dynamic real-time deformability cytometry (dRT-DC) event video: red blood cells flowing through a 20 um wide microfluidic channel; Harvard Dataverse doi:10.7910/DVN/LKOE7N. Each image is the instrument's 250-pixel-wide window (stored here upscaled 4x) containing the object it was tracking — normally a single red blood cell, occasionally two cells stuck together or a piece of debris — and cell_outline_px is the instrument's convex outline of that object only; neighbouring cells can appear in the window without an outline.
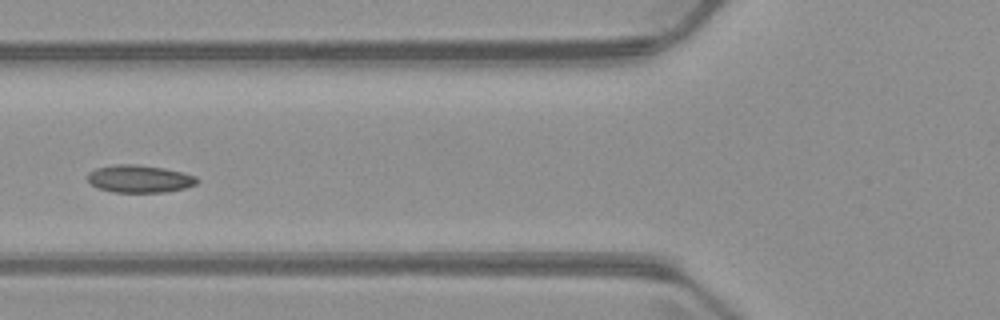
{"species": "common noctule bat (a hibernating species)", "species_latin": "Nyctalus noctula", "temperature_condition": "warm", "stored_images_in_passage": 7, "camera_frame_rate_fps": 3000, "um_per_image_px": 0.085, "animal": {"sex": "male", "body_mass_g": 23.1, "forearm_length_mm": 52.7}, "frame": {"image": 1, "passage_image": 7, "time_ms": 8.0, "image_size_px": [1000, 320], "cell_outline_px": [[200, 180], [196, 184], [184, 188], [164, 192], [112, 192], [100, 188], [92, 184], [88, 180], [88, 172], [96, 168], [116, 164], [136, 164], [164, 168], [184, 172], [196, 176]], "centroid_in_image_um": [11.88, 15.19], "position_along_channel_um": 113.9, "area_um2": 17.57}}